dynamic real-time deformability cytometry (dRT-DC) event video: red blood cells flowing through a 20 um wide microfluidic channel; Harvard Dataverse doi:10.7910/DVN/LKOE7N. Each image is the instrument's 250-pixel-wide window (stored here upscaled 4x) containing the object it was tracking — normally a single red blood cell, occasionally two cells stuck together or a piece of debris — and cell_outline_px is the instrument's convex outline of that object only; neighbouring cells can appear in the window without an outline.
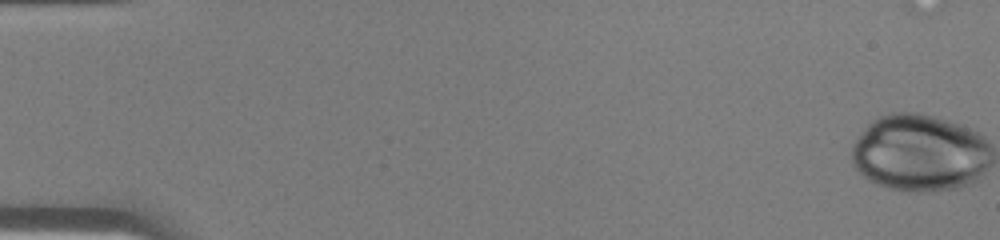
{"species": "human", "species_latin": "Homo sapiens", "temperature_condition": "warm", "stored_images_in_passage": 40, "segment_of_instrument_passage": [1, 3], "camera_frame_rate_fps": 3000, "um_per_image_px": 0.085, "donor": {"sex": "male"}, "frame": {"image": 1, "passage_image": 1, "time_ms": 0.0, "image_size_px": [1000, 240], "cell_outline_px": [[976, 144], [960, 176], [952, 180], [932, 184], [900, 184], [884, 180], [868, 172], [860, 164], [860, 144], [868, 132], [876, 124], [884, 120], [904, 116], [908, 116], [924, 120], [936, 124], [956, 132], [972, 140]], "centroid_in_image_um": [77.73, 12.9], "position_along_channel_um": 7.3, "area_um2": 43.35}}